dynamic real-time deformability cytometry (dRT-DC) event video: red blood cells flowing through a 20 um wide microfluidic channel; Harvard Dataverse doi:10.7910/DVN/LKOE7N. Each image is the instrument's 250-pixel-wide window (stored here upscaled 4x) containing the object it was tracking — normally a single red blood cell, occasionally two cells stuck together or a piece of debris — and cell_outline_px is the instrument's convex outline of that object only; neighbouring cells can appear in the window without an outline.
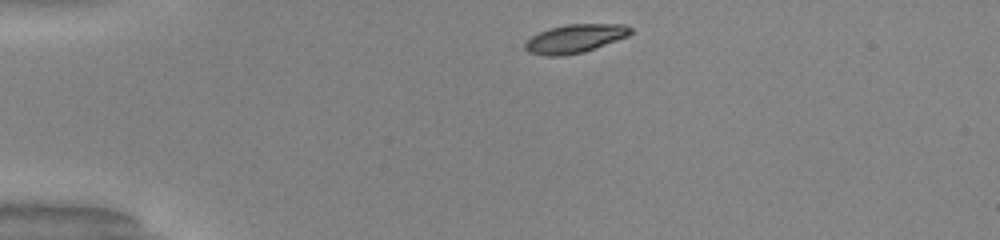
{"species": "common noctule bat (a hibernating species)", "species_latin": "Nyctalus noctula", "temperature_condition": "warm", "stored_images_in_passage": 33, "camera_frame_rate_fps": 3000, "um_per_image_px": 0.085, "animal": {"sex": "male", "body_mass_g": 20.0, "forearm_length_mm": 53.3}, "frame": {"image": 1, "passage_image": 1, "time_ms": 0.0, "image_size_px": [1000, 240], "cell_outline_px": [[632, 32], [628, 36], [584, 52], [564, 56], [544, 56], [528, 52], [524, 48], [524, 44], [532, 36], [548, 28], [568, 24], [624, 24], [632, 28]], "centroid_in_image_um": [48.86, 3.28], "position_along_channel_um": 36.1, "area_um2": 17.57}}
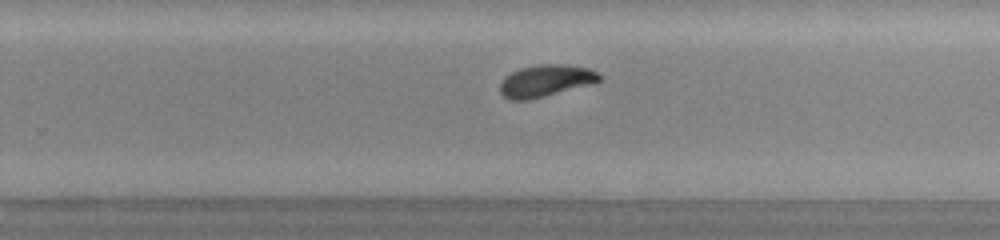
{"frame": {"image": 2, "passage_image": 23, "time_ms": 7.333, "image_size_px": [1000, 240], "cell_outline_px": [[600, 80], [596, 84], [528, 100], [512, 100], [504, 96], [500, 92], [500, 84], [504, 76], [520, 68], [540, 64], [564, 64], [592, 68], [600, 76]], "centroid_in_image_um": [46.42, 6.86], "position_along_channel_um": 283.4, "area_um2": 18.73}}
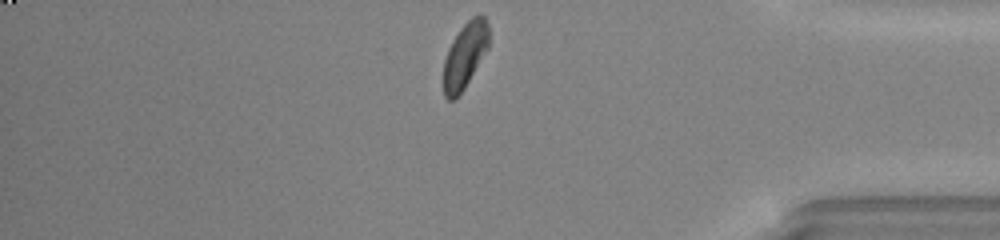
{"frame": {"image": 3, "passage_image": 33, "time_ms": 10.667, "image_size_px": [1000, 240], "cell_outline_px": [[488, 48], [464, 88], [456, 100], [448, 100], [444, 96], [444, 60], [448, 48], [452, 40], [460, 28], [472, 16], [484, 16], [488, 24]], "centroid_in_image_um": [39.5, 4.72], "position_along_channel_um": 395.7, "area_um2": 17.17}, "authors_computed_cell_mechanics": {"area_um2": 18.496, "velocity_mm_per_s": 4.0795, "shape_relaxation_time_tau1_ms": 2.5432, "shape_relaxation_time_tau2_ms": 3.7756, "deformation_change_tau1": 0.1605, "deformation_change_tau2": 0.0606}}